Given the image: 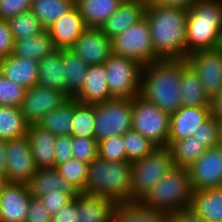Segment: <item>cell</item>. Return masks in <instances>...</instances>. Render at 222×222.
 <instances>
[{"instance_id": "cell-1", "label": "cell", "mask_w": 222, "mask_h": 222, "mask_svg": "<svg viewBox=\"0 0 222 222\" xmlns=\"http://www.w3.org/2000/svg\"><path fill=\"white\" fill-rule=\"evenodd\" d=\"M144 16L156 56L160 60L185 59L187 11L147 3Z\"/></svg>"}, {"instance_id": "cell-2", "label": "cell", "mask_w": 222, "mask_h": 222, "mask_svg": "<svg viewBox=\"0 0 222 222\" xmlns=\"http://www.w3.org/2000/svg\"><path fill=\"white\" fill-rule=\"evenodd\" d=\"M181 59L157 60L142 68L140 96L170 115L182 106Z\"/></svg>"}, {"instance_id": "cell-3", "label": "cell", "mask_w": 222, "mask_h": 222, "mask_svg": "<svg viewBox=\"0 0 222 222\" xmlns=\"http://www.w3.org/2000/svg\"><path fill=\"white\" fill-rule=\"evenodd\" d=\"M222 47V0H200L187 11L186 57Z\"/></svg>"}, {"instance_id": "cell-4", "label": "cell", "mask_w": 222, "mask_h": 222, "mask_svg": "<svg viewBox=\"0 0 222 222\" xmlns=\"http://www.w3.org/2000/svg\"><path fill=\"white\" fill-rule=\"evenodd\" d=\"M131 170L129 161L112 162L97 157L89 163L82 193L104 196L116 203L130 202Z\"/></svg>"}, {"instance_id": "cell-5", "label": "cell", "mask_w": 222, "mask_h": 222, "mask_svg": "<svg viewBox=\"0 0 222 222\" xmlns=\"http://www.w3.org/2000/svg\"><path fill=\"white\" fill-rule=\"evenodd\" d=\"M192 193L188 169L173 166L140 202L156 211L172 215L189 208Z\"/></svg>"}, {"instance_id": "cell-6", "label": "cell", "mask_w": 222, "mask_h": 222, "mask_svg": "<svg viewBox=\"0 0 222 222\" xmlns=\"http://www.w3.org/2000/svg\"><path fill=\"white\" fill-rule=\"evenodd\" d=\"M174 166L168 147H156L132 163L131 201H140Z\"/></svg>"}, {"instance_id": "cell-7", "label": "cell", "mask_w": 222, "mask_h": 222, "mask_svg": "<svg viewBox=\"0 0 222 222\" xmlns=\"http://www.w3.org/2000/svg\"><path fill=\"white\" fill-rule=\"evenodd\" d=\"M170 116L140 95L132 99V129L156 147H168Z\"/></svg>"}, {"instance_id": "cell-8", "label": "cell", "mask_w": 222, "mask_h": 222, "mask_svg": "<svg viewBox=\"0 0 222 222\" xmlns=\"http://www.w3.org/2000/svg\"><path fill=\"white\" fill-rule=\"evenodd\" d=\"M112 54L136 61L142 67L160 60L155 54L145 16L112 38Z\"/></svg>"}, {"instance_id": "cell-9", "label": "cell", "mask_w": 222, "mask_h": 222, "mask_svg": "<svg viewBox=\"0 0 222 222\" xmlns=\"http://www.w3.org/2000/svg\"><path fill=\"white\" fill-rule=\"evenodd\" d=\"M95 138L103 139L122 136L132 129V99L113 98L94 104Z\"/></svg>"}, {"instance_id": "cell-10", "label": "cell", "mask_w": 222, "mask_h": 222, "mask_svg": "<svg viewBox=\"0 0 222 222\" xmlns=\"http://www.w3.org/2000/svg\"><path fill=\"white\" fill-rule=\"evenodd\" d=\"M113 98L133 99L140 95L142 66L136 61L112 54L103 64Z\"/></svg>"}, {"instance_id": "cell-11", "label": "cell", "mask_w": 222, "mask_h": 222, "mask_svg": "<svg viewBox=\"0 0 222 222\" xmlns=\"http://www.w3.org/2000/svg\"><path fill=\"white\" fill-rule=\"evenodd\" d=\"M185 60L210 99L222 90V47L193 52Z\"/></svg>"}, {"instance_id": "cell-12", "label": "cell", "mask_w": 222, "mask_h": 222, "mask_svg": "<svg viewBox=\"0 0 222 222\" xmlns=\"http://www.w3.org/2000/svg\"><path fill=\"white\" fill-rule=\"evenodd\" d=\"M68 99L62 91L34 85L26 90L20 110L29 125L38 124L46 114L59 108Z\"/></svg>"}, {"instance_id": "cell-13", "label": "cell", "mask_w": 222, "mask_h": 222, "mask_svg": "<svg viewBox=\"0 0 222 222\" xmlns=\"http://www.w3.org/2000/svg\"><path fill=\"white\" fill-rule=\"evenodd\" d=\"M36 169L27 136L6 140V174L10 182L27 184Z\"/></svg>"}, {"instance_id": "cell-14", "label": "cell", "mask_w": 222, "mask_h": 222, "mask_svg": "<svg viewBox=\"0 0 222 222\" xmlns=\"http://www.w3.org/2000/svg\"><path fill=\"white\" fill-rule=\"evenodd\" d=\"M193 190L222 186V146L208 148L187 167Z\"/></svg>"}, {"instance_id": "cell-15", "label": "cell", "mask_w": 222, "mask_h": 222, "mask_svg": "<svg viewBox=\"0 0 222 222\" xmlns=\"http://www.w3.org/2000/svg\"><path fill=\"white\" fill-rule=\"evenodd\" d=\"M70 50L88 65L104 64L112 55V39L100 28H86Z\"/></svg>"}, {"instance_id": "cell-16", "label": "cell", "mask_w": 222, "mask_h": 222, "mask_svg": "<svg viewBox=\"0 0 222 222\" xmlns=\"http://www.w3.org/2000/svg\"><path fill=\"white\" fill-rule=\"evenodd\" d=\"M31 197L27 184L10 182L0 194V222H25Z\"/></svg>"}, {"instance_id": "cell-17", "label": "cell", "mask_w": 222, "mask_h": 222, "mask_svg": "<svg viewBox=\"0 0 222 222\" xmlns=\"http://www.w3.org/2000/svg\"><path fill=\"white\" fill-rule=\"evenodd\" d=\"M211 117L210 106H181L170 116L168 141L186 139Z\"/></svg>"}, {"instance_id": "cell-18", "label": "cell", "mask_w": 222, "mask_h": 222, "mask_svg": "<svg viewBox=\"0 0 222 222\" xmlns=\"http://www.w3.org/2000/svg\"><path fill=\"white\" fill-rule=\"evenodd\" d=\"M86 28L83 17L75 5L46 30L56 49H70Z\"/></svg>"}, {"instance_id": "cell-19", "label": "cell", "mask_w": 222, "mask_h": 222, "mask_svg": "<svg viewBox=\"0 0 222 222\" xmlns=\"http://www.w3.org/2000/svg\"><path fill=\"white\" fill-rule=\"evenodd\" d=\"M77 222H111L116 206L113 199L79 193L76 196Z\"/></svg>"}, {"instance_id": "cell-20", "label": "cell", "mask_w": 222, "mask_h": 222, "mask_svg": "<svg viewBox=\"0 0 222 222\" xmlns=\"http://www.w3.org/2000/svg\"><path fill=\"white\" fill-rule=\"evenodd\" d=\"M106 77L107 74L103 64L89 65L83 81V87L74 99L79 103L91 105L113 99Z\"/></svg>"}, {"instance_id": "cell-21", "label": "cell", "mask_w": 222, "mask_h": 222, "mask_svg": "<svg viewBox=\"0 0 222 222\" xmlns=\"http://www.w3.org/2000/svg\"><path fill=\"white\" fill-rule=\"evenodd\" d=\"M146 5L138 0H123L100 29L110 39L114 38L144 17Z\"/></svg>"}, {"instance_id": "cell-22", "label": "cell", "mask_w": 222, "mask_h": 222, "mask_svg": "<svg viewBox=\"0 0 222 222\" xmlns=\"http://www.w3.org/2000/svg\"><path fill=\"white\" fill-rule=\"evenodd\" d=\"M0 73L5 78L29 89L37 85L38 61L11 54L0 60Z\"/></svg>"}, {"instance_id": "cell-23", "label": "cell", "mask_w": 222, "mask_h": 222, "mask_svg": "<svg viewBox=\"0 0 222 222\" xmlns=\"http://www.w3.org/2000/svg\"><path fill=\"white\" fill-rule=\"evenodd\" d=\"M26 136L29 139L36 167L54 168L56 136L38 124L29 125Z\"/></svg>"}, {"instance_id": "cell-24", "label": "cell", "mask_w": 222, "mask_h": 222, "mask_svg": "<svg viewBox=\"0 0 222 222\" xmlns=\"http://www.w3.org/2000/svg\"><path fill=\"white\" fill-rule=\"evenodd\" d=\"M27 187L30 195L36 198L49 192L79 193L55 168H37Z\"/></svg>"}, {"instance_id": "cell-25", "label": "cell", "mask_w": 222, "mask_h": 222, "mask_svg": "<svg viewBox=\"0 0 222 222\" xmlns=\"http://www.w3.org/2000/svg\"><path fill=\"white\" fill-rule=\"evenodd\" d=\"M189 209L200 219L222 222V186L193 190Z\"/></svg>"}, {"instance_id": "cell-26", "label": "cell", "mask_w": 222, "mask_h": 222, "mask_svg": "<svg viewBox=\"0 0 222 222\" xmlns=\"http://www.w3.org/2000/svg\"><path fill=\"white\" fill-rule=\"evenodd\" d=\"M65 77L63 49H55L51 54L38 61L37 85L56 89L65 93Z\"/></svg>"}, {"instance_id": "cell-27", "label": "cell", "mask_w": 222, "mask_h": 222, "mask_svg": "<svg viewBox=\"0 0 222 222\" xmlns=\"http://www.w3.org/2000/svg\"><path fill=\"white\" fill-rule=\"evenodd\" d=\"M180 89L182 106H210L211 99L206 94L199 77L185 59H181Z\"/></svg>"}, {"instance_id": "cell-28", "label": "cell", "mask_w": 222, "mask_h": 222, "mask_svg": "<svg viewBox=\"0 0 222 222\" xmlns=\"http://www.w3.org/2000/svg\"><path fill=\"white\" fill-rule=\"evenodd\" d=\"M123 0H75L87 28H100Z\"/></svg>"}, {"instance_id": "cell-29", "label": "cell", "mask_w": 222, "mask_h": 222, "mask_svg": "<svg viewBox=\"0 0 222 222\" xmlns=\"http://www.w3.org/2000/svg\"><path fill=\"white\" fill-rule=\"evenodd\" d=\"M165 213L143 205L140 201L117 203L113 222H161Z\"/></svg>"}, {"instance_id": "cell-30", "label": "cell", "mask_w": 222, "mask_h": 222, "mask_svg": "<svg viewBox=\"0 0 222 222\" xmlns=\"http://www.w3.org/2000/svg\"><path fill=\"white\" fill-rule=\"evenodd\" d=\"M56 48L47 30L36 36L14 40L13 55L28 57L37 61L51 54Z\"/></svg>"}, {"instance_id": "cell-31", "label": "cell", "mask_w": 222, "mask_h": 222, "mask_svg": "<svg viewBox=\"0 0 222 222\" xmlns=\"http://www.w3.org/2000/svg\"><path fill=\"white\" fill-rule=\"evenodd\" d=\"M63 63L66 75L65 94L74 98L83 87L89 65L70 49H63Z\"/></svg>"}, {"instance_id": "cell-32", "label": "cell", "mask_w": 222, "mask_h": 222, "mask_svg": "<svg viewBox=\"0 0 222 222\" xmlns=\"http://www.w3.org/2000/svg\"><path fill=\"white\" fill-rule=\"evenodd\" d=\"M74 109V98H69L59 108L46 114L38 123L43 129L57 135H70L72 130V119Z\"/></svg>"}, {"instance_id": "cell-33", "label": "cell", "mask_w": 222, "mask_h": 222, "mask_svg": "<svg viewBox=\"0 0 222 222\" xmlns=\"http://www.w3.org/2000/svg\"><path fill=\"white\" fill-rule=\"evenodd\" d=\"M168 148L174 166L184 168L189 167L208 149L204 143H200L193 136L182 140L168 141Z\"/></svg>"}, {"instance_id": "cell-34", "label": "cell", "mask_w": 222, "mask_h": 222, "mask_svg": "<svg viewBox=\"0 0 222 222\" xmlns=\"http://www.w3.org/2000/svg\"><path fill=\"white\" fill-rule=\"evenodd\" d=\"M75 6V0H32L30 11L46 30Z\"/></svg>"}, {"instance_id": "cell-35", "label": "cell", "mask_w": 222, "mask_h": 222, "mask_svg": "<svg viewBox=\"0 0 222 222\" xmlns=\"http://www.w3.org/2000/svg\"><path fill=\"white\" fill-rule=\"evenodd\" d=\"M28 127L20 107L0 106V140L26 136Z\"/></svg>"}, {"instance_id": "cell-36", "label": "cell", "mask_w": 222, "mask_h": 222, "mask_svg": "<svg viewBox=\"0 0 222 222\" xmlns=\"http://www.w3.org/2000/svg\"><path fill=\"white\" fill-rule=\"evenodd\" d=\"M72 137H95V108L94 104L79 103L74 99Z\"/></svg>"}, {"instance_id": "cell-37", "label": "cell", "mask_w": 222, "mask_h": 222, "mask_svg": "<svg viewBox=\"0 0 222 222\" xmlns=\"http://www.w3.org/2000/svg\"><path fill=\"white\" fill-rule=\"evenodd\" d=\"M7 23L14 40L36 36L45 30L37 16L30 10L10 18Z\"/></svg>"}, {"instance_id": "cell-38", "label": "cell", "mask_w": 222, "mask_h": 222, "mask_svg": "<svg viewBox=\"0 0 222 222\" xmlns=\"http://www.w3.org/2000/svg\"><path fill=\"white\" fill-rule=\"evenodd\" d=\"M124 147L126 149L127 161L133 163L149 155L156 146L133 129L122 135Z\"/></svg>"}, {"instance_id": "cell-39", "label": "cell", "mask_w": 222, "mask_h": 222, "mask_svg": "<svg viewBox=\"0 0 222 222\" xmlns=\"http://www.w3.org/2000/svg\"><path fill=\"white\" fill-rule=\"evenodd\" d=\"M88 163L71 158L67 162L58 165L55 169L79 192L84 191L88 174Z\"/></svg>"}, {"instance_id": "cell-40", "label": "cell", "mask_w": 222, "mask_h": 222, "mask_svg": "<svg viewBox=\"0 0 222 222\" xmlns=\"http://www.w3.org/2000/svg\"><path fill=\"white\" fill-rule=\"evenodd\" d=\"M98 157L112 162L127 161L122 136H113L99 141Z\"/></svg>"}, {"instance_id": "cell-41", "label": "cell", "mask_w": 222, "mask_h": 222, "mask_svg": "<svg viewBox=\"0 0 222 222\" xmlns=\"http://www.w3.org/2000/svg\"><path fill=\"white\" fill-rule=\"evenodd\" d=\"M26 90V88L5 78L0 73V106L20 107Z\"/></svg>"}, {"instance_id": "cell-42", "label": "cell", "mask_w": 222, "mask_h": 222, "mask_svg": "<svg viewBox=\"0 0 222 222\" xmlns=\"http://www.w3.org/2000/svg\"><path fill=\"white\" fill-rule=\"evenodd\" d=\"M73 158L90 163L98 157V141L95 137H72Z\"/></svg>"}, {"instance_id": "cell-43", "label": "cell", "mask_w": 222, "mask_h": 222, "mask_svg": "<svg viewBox=\"0 0 222 222\" xmlns=\"http://www.w3.org/2000/svg\"><path fill=\"white\" fill-rule=\"evenodd\" d=\"M193 137L200 143H204L207 148L219 145V127L217 119L211 116L195 130Z\"/></svg>"}, {"instance_id": "cell-44", "label": "cell", "mask_w": 222, "mask_h": 222, "mask_svg": "<svg viewBox=\"0 0 222 222\" xmlns=\"http://www.w3.org/2000/svg\"><path fill=\"white\" fill-rule=\"evenodd\" d=\"M32 0H0V19L9 20L18 14L29 11Z\"/></svg>"}, {"instance_id": "cell-45", "label": "cell", "mask_w": 222, "mask_h": 222, "mask_svg": "<svg viewBox=\"0 0 222 222\" xmlns=\"http://www.w3.org/2000/svg\"><path fill=\"white\" fill-rule=\"evenodd\" d=\"M79 193H66L63 191L47 193L40 197L45 207L49 209L51 215L55 214L57 210L73 200Z\"/></svg>"}, {"instance_id": "cell-46", "label": "cell", "mask_w": 222, "mask_h": 222, "mask_svg": "<svg viewBox=\"0 0 222 222\" xmlns=\"http://www.w3.org/2000/svg\"><path fill=\"white\" fill-rule=\"evenodd\" d=\"M72 136L71 135H57L55 141V162L54 168L58 165L67 162L73 158L72 155Z\"/></svg>"}, {"instance_id": "cell-47", "label": "cell", "mask_w": 222, "mask_h": 222, "mask_svg": "<svg viewBox=\"0 0 222 222\" xmlns=\"http://www.w3.org/2000/svg\"><path fill=\"white\" fill-rule=\"evenodd\" d=\"M25 222H52V215L40 198L31 197Z\"/></svg>"}, {"instance_id": "cell-48", "label": "cell", "mask_w": 222, "mask_h": 222, "mask_svg": "<svg viewBox=\"0 0 222 222\" xmlns=\"http://www.w3.org/2000/svg\"><path fill=\"white\" fill-rule=\"evenodd\" d=\"M14 48V39L6 20L0 19V60L11 55Z\"/></svg>"}, {"instance_id": "cell-49", "label": "cell", "mask_w": 222, "mask_h": 222, "mask_svg": "<svg viewBox=\"0 0 222 222\" xmlns=\"http://www.w3.org/2000/svg\"><path fill=\"white\" fill-rule=\"evenodd\" d=\"M52 222H77L76 197L52 215Z\"/></svg>"}, {"instance_id": "cell-50", "label": "cell", "mask_w": 222, "mask_h": 222, "mask_svg": "<svg viewBox=\"0 0 222 222\" xmlns=\"http://www.w3.org/2000/svg\"><path fill=\"white\" fill-rule=\"evenodd\" d=\"M200 0H154L152 4L162 7L178 8L188 11L189 8L193 7Z\"/></svg>"}, {"instance_id": "cell-51", "label": "cell", "mask_w": 222, "mask_h": 222, "mask_svg": "<svg viewBox=\"0 0 222 222\" xmlns=\"http://www.w3.org/2000/svg\"><path fill=\"white\" fill-rule=\"evenodd\" d=\"M171 216L176 222H202V219L195 215L189 208L177 211Z\"/></svg>"}, {"instance_id": "cell-52", "label": "cell", "mask_w": 222, "mask_h": 222, "mask_svg": "<svg viewBox=\"0 0 222 222\" xmlns=\"http://www.w3.org/2000/svg\"><path fill=\"white\" fill-rule=\"evenodd\" d=\"M211 116L222 119V90L210 100Z\"/></svg>"}, {"instance_id": "cell-53", "label": "cell", "mask_w": 222, "mask_h": 222, "mask_svg": "<svg viewBox=\"0 0 222 222\" xmlns=\"http://www.w3.org/2000/svg\"><path fill=\"white\" fill-rule=\"evenodd\" d=\"M0 173H6V141L0 140Z\"/></svg>"}, {"instance_id": "cell-54", "label": "cell", "mask_w": 222, "mask_h": 222, "mask_svg": "<svg viewBox=\"0 0 222 222\" xmlns=\"http://www.w3.org/2000/svg\"><path fill=\"white\" fill-rule=\"evenodd\" d=\"M10 181L6 173H0V194L9 185Z\"/></svg>"}, {"instance_id": "cell-55", "label": "cell", "mask_w": 222, "mask_h": 222, "mask_svg": "<svg viewBox=\"0 0 222 222\" xmlns=\"http://www.w3.org/2000/svg\"><path fill=\"white\" fill-rule=\"evenodd\" d=\"M219 127V145L222 146V119H217Z\"/></svg>"}, {"instance_id": "cell-56", "label": "cell", "mask_w": 222, "mask_h": 222, "mask_svg": "<svg viewBox=\"0 0 222 222\" xmlns=\"http://www.w3.org/2000/svg\"><path fill=\"white\" fill-rule=\"evenodd\" d=\"M161 222H176L171 215H166Z\"/></svg>"}, {"instance_id": "cell-57", "label": "cell", "mask_w": 222, "mask_h": 222, "mask_svg": "<svg viewBox=\"0 0 222 222\" xmlns=\"http://www.w3.org/2000/svg\"><path fill=\"white\" fill-rule=\"evenodd\" d=\"M138 1H142L147 4V3H152L154 0H138Z\"/></svg>"}, {"instance_id": "cell-58", "label": "cell", "mask_w": 222, "mask_h": 222, "mask_svg": "<svg viewBox=\"0 0 222 222\" xmlns=\"http://www.w3.org/2000/svg\"><path fill=\"white\" fill-rule=\"evenodd\" d=\"M202 222H214V221H210V220H203V219H202Z\"/></svg>"}]
</instances>
